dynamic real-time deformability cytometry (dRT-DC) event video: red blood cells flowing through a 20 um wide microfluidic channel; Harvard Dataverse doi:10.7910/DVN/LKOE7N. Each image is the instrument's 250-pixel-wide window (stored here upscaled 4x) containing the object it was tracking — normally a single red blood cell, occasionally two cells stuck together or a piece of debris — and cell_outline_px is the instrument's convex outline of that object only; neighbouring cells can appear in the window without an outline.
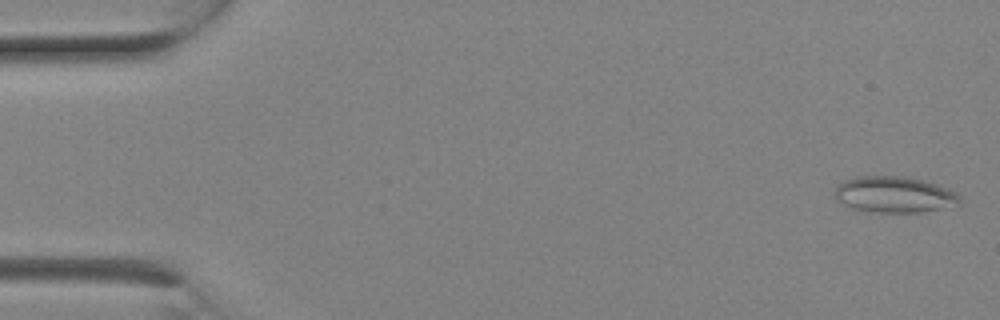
{"species": "Egyptian fruit bat (a non-hibernating species)", "species_latin": "Rousettus aegyptiacus", "temperature_condition": "room temperature", "stored_images_in_passage": 2, "camera_frame_rate_fps": 3000, "um_per_image_px": 0.085, "animal": {"sex": "female"}, "frame": {"image": 1, "passage_image": 1, "time_ms": 0.0, "image_size_px": [1000, 320], "cell_outline_px": [[960, 204], [924, 212], [880, 212], [852, 208], [836, 200], [836, 184], [844, 180], [856, 176], [900, 176], [924, 180], [948, 188], [956, 192], [960, 196]], "centroid_in_image_um": [76.03, 16.53], "position_along_channel_um": 9.0, "area_um2": 26.3}}